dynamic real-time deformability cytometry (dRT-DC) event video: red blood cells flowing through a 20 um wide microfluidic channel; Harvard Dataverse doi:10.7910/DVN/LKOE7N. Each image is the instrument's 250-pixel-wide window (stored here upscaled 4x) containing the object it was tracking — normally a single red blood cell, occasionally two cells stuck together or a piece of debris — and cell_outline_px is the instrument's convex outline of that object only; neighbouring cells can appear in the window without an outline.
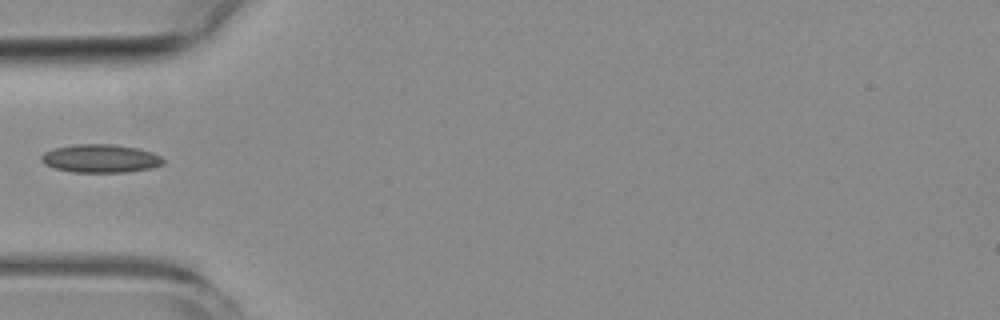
{"species": "common noctule bat (a hibernating species)", "species_latin": "Nyctalus noctula", "temperature_condition": "room temperature", "stored_images_in_passage": 1, "camera_frame_rate_fps": 3000, "um_per_image_px": 0.085, "animal": {"sex": "female", "body_mass_g": 19.3, "forearm_length_mm": 54.1}, "frame": {"image": 1, "passage_image": 1, "time_ms": 0.0, "image_size_px": [1000, 320], "cell_outline_px": [[164, 164], [152, 168], [128, 172], [72, 172], [56, 168], [44, 164], [40, 160], [40, 156], [44, 152], [52, 148], [76, 144], [112, 144], [136, 148], [152, 152], [160, 156], [164, 160]], "centroid_in_image_um": [8.53, 13.47], "position_along_channel_um": 76.5, "area_um2": 20.17}}